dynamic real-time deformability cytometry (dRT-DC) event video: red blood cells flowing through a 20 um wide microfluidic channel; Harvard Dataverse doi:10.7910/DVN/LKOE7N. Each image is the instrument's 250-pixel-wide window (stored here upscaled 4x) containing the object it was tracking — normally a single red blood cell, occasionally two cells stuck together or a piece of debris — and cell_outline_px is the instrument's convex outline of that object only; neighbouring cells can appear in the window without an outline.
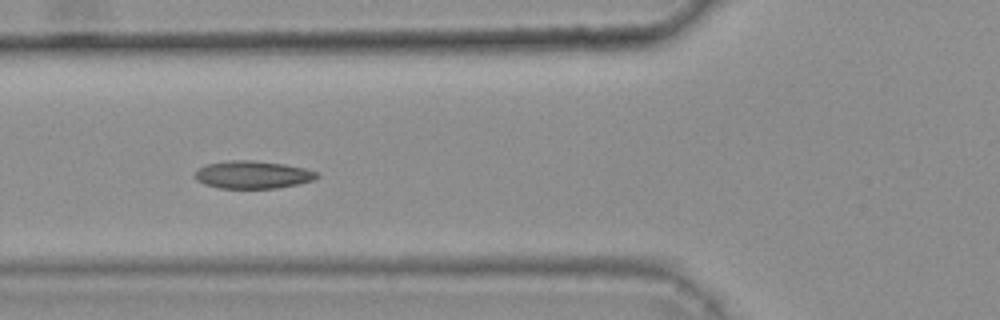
{"species": "common noctule bat (a hibernating species)", "species_latin": "Nyctalus noctula", "temperature_condition": "warm", "stored_images_in_passage": 45, "camera_frame_rate_fps": 3000, "um_per_image_px": 0.085, "animal": {"sex": "female", "body_mass_g": 25.1}, "frame": {"image": 1, "passage_image": 20, "time_ms": 6.333, "image_size_px": [1000, 320], "cell_outline_px": [[320, 176], [312, 180], [300, 184], [276, 188], [220, 188], [204, 184], [196, 180], [192, 176], [196, 168], [204, 164], [228, 160], [252, 160], [284, 164], [304, 168], [316, 172]], "centroid_in_image_um": [21.41, 14.84], "position_along_channel_um": 104.4, "area_um2": 19.94}, "authors_computed_cell_mechanics": {"area_um2": 19.4786, "velocity_mm_per_s": 3.7206, "shape_relaxation_time_tau1_ms": 7.9888, "shape_relaxation_time_tau2_ms": 1.6704, "deformation_change_tau1": 0.1511, "deformation_change_tau2": 0.0618}}